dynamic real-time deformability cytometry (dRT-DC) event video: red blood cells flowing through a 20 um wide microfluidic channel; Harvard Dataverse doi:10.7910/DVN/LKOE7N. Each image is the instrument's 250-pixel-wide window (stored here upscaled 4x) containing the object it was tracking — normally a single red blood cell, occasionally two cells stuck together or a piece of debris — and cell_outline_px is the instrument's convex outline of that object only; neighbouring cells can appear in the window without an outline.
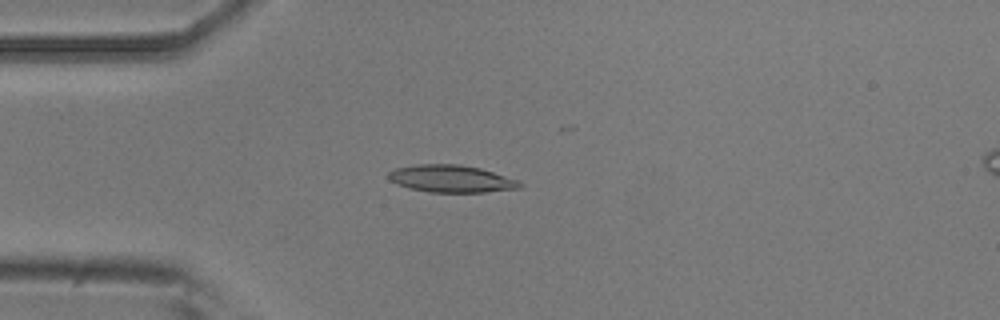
{"species": "common noctule bat (a hibernating species)", "species_latin": "Nyctalus noctula", "temperature_condition": "room temperature", "stored_images_in_passage": 5, "camera_frame_rate_fps": 3000, "um_per_image_px": 0.085, "animal": {"sex": "male", "body_mass_g": 20.5, "forearm_length_mm": 52.5}, "frame": {"image": 1, "passage_image": 4, "time_ms": 1.0, "image_size_px": [1000, 320], "cell_outline_px": [[524, 184], [520, 188], [484, 192], [428, 192], [408, 188], [396, 184], [388, 180], [388, 172], [396, 168], [416, 164], [460, 164], [480, 168], [516, 180]], "centroid_in_image_um": [38.3, 15.19], "position_along_channel_um": 46.7, "area_um2": 20.87}}